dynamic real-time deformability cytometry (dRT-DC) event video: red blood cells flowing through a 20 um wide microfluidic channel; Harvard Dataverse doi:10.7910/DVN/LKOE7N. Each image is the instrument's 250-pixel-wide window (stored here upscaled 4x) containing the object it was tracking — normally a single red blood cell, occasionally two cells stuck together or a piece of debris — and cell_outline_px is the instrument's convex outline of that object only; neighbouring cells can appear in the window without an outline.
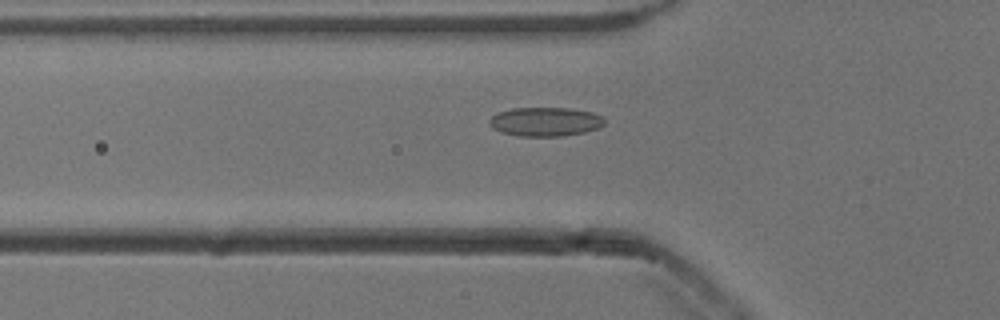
{"species": "common noctule bat (a hibernating species)", "species_latin": "Nyctalus noctula", "temperature_condition": "cold", "stored_images_in_passage": 53, "camera_frame_rate_fps": 3000, "um_per_image_px": 0.085, "animal": {"sex": "male", "body_mass_g": 13.3}, "frame": {"image": 1, "passage_image": 18, "time_ms": 5.667, "image_size_px": [1000, 320], "cell_outline_px": [[604, 124], [600, 128], [584, 132], [560, 136], [520, 136], [500, 132], [492, 128], [488, 120], [492, 116], [500, 112], [512, 108], [572, 108], [592, 112], [604, 116]], "centroid_in_image_um": [46.37, 10.34], "position_along_channel_um": 79.4, "area_um2": 19.54}}
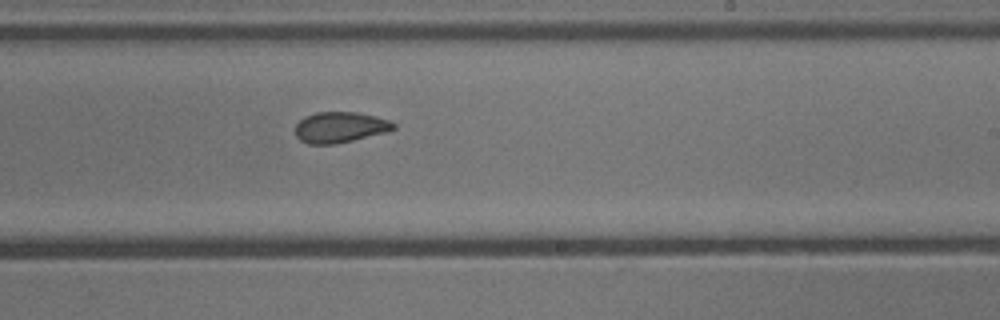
{"frame": {"image": 2, "passage_image": 32, "time_ms": 10.333, "image_size_px": [1000, 320], "cell_outline_px": [[396, 128], [388, 132], [336, 144], [308, 144], [300, 140], [296, 136], [292, 128], [304, 116], [316, 112], [356, 112], [376, 116], [388, 120], [396, 124]], "centroid_in_image_um": [28.87, 10.82], "position_along_channel_um": 260.1, "area_um2": 17.92}}
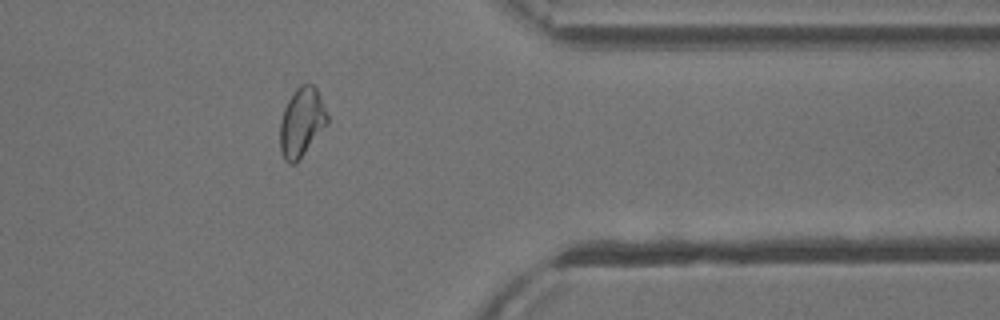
{"frame": {"image": 3, "passage_image": 43, "time_ms": 14.0, "image_size_px": [1000, 320], "cell_outline_px": [[328, 124], [296, 164], [288, 164], [284, 160], [280, 148], [280, 120], [284, 108], [288, 100], [296, 88], [300, 84], [312, 84], [316, 88], [320, 96], [328, 116]], "centroid_in_image_um": [25.63, 10.41], "position_along_channel_um": 385.8, "area_um2": 19.13}, "authors_computed_cell_mechanics": {"area_um2": 19.074, "velocity_mm_per_s": 3.8472, "shape_relaxation_time_tau1_ms": 7.1321, "shape_relaxation_time_tau2_ms": 1.6455, "deformation_change_tau1": 0.1259, "deformation_change_tau2": 0.0656}}